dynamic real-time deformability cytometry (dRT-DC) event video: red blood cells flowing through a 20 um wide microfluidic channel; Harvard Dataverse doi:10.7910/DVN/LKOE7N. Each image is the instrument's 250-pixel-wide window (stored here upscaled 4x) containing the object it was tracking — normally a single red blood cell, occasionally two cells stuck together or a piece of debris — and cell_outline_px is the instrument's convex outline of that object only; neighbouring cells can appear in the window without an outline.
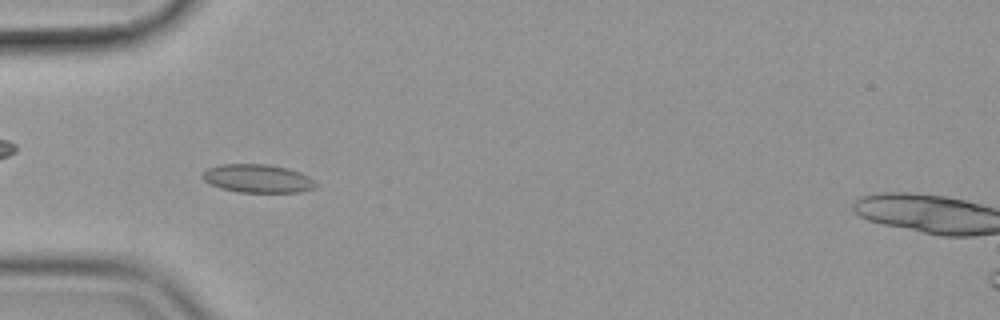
{"species": "common noctule bat (a hibernating species)", "species_latin": "Nyctalus noctula", "temperature_condition": "cold", "stored_images_in_passage": 57, "camera_frame_rate_fps": 3000, "um_per_image_px": 0.085, "animal": {"sex": "female", "body_mass_g": 19.9}, "frame": {"image": 1, "passage_image": 18, "time_ms": 5.667, "image_size_px": [1000, 320], "cell_outline_px": [[320, 184], [316, 188], [300, 192], [240, 192], [220, 188], [208, 184], [200, 176], [208, 168], [220, 164], [268, 164], [288, 168], [300, 172], [308, 176]], "centroid_in_image_um": [21.92, 15.17], "position_along_channel_um": 63.1, "area_um2": 18.96}}
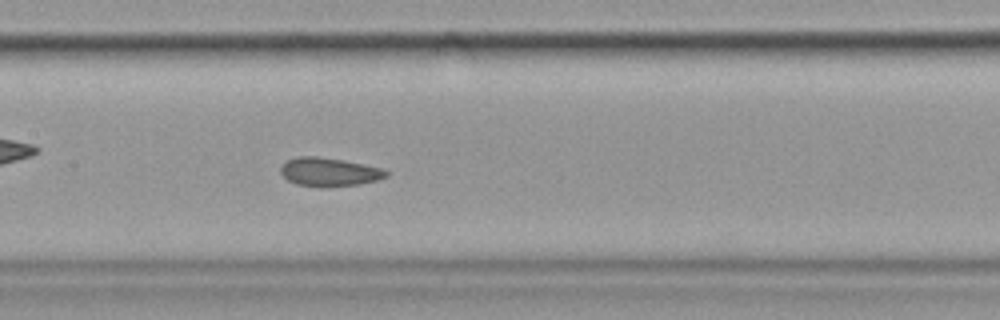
{"frame": {"image": 2, "passage_image": 28, "time_ms": 9.0, "image_size_px": [1000, 320], "cell_outline_px": [[388, 176], [380, 180], [360, 184], [320, 188], [296, 184], [288, 180], [280, 172], [280, 168], [288, 160], [296, 156], [316, 156], [344, 160], [380, 168], [388, 172]], "centroid_in_image_um": [27.98, 14.63], "position_along_channel_um": 179.4, "area_um2": 17.69}}
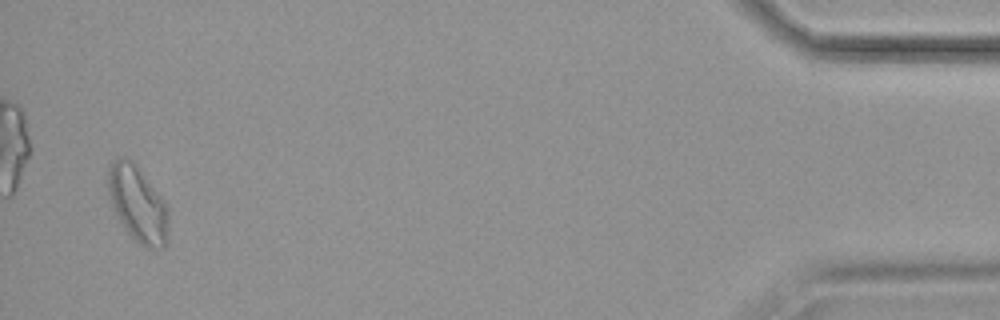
{"frame": {"image": 3, "passage_image": 55, "time_ms": 18.0, "image_size_px": [1000, 320], "cell_outline_px": [[168, 228], [164, 244], [160, 248], [144, 248], [124, 228], [108, 196], [108, 168], [112, 160], [120, 156], [132, 160], [168, 208]], "centroid_in_image_um": [11.67, 17.32], "position_along_channel_um": 423.5, "area_um2": 26.07}, "authors_computed_cell_mechanics": {"area_um2": 18.6694, "velocity_mm_per_s": 3.5678, "shape_relaxation_time_tau1_ms": null, "shape_relaxation_time_tau2_ms": 1.6756, "deformation_change_tau1": null, "deformation_change_tau2": 0.0593}}